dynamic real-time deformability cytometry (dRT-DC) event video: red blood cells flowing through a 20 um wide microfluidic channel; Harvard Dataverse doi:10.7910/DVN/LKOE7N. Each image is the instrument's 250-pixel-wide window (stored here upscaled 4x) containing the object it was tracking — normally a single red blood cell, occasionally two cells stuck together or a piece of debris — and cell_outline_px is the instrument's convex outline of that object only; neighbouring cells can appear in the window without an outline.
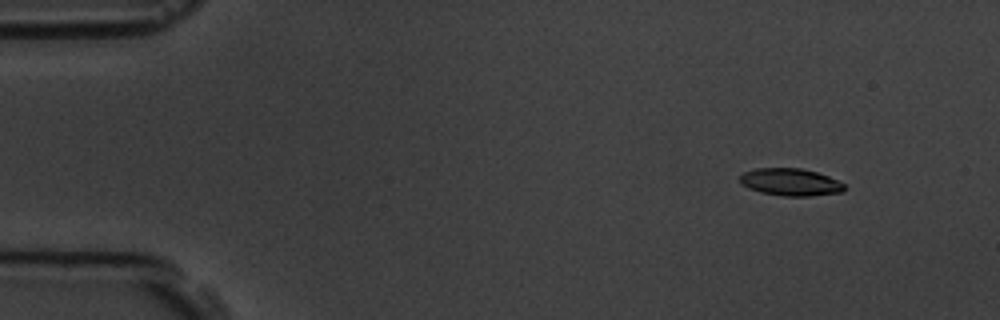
{"species": "common noctule bat (a hibernating species)", "species_latin": "Nyctalus noctula", "temperature_condition": "room temperature", "stored_images_in_passage": 4, "camera_frame_rate_fps": 3000, "um_per_image_px": 0.085, "animal": {"sex": "male", "body_mass_g": 19.5, "forearm_length_mm": 54.6}, "frame": {"image": 1, "passage_image": 2, "time_ms": 1.0, "image_size_px": [1000, 320], "cell_outline_px": [[848, 188], [844, 192], [808, 196], [784, 196], [760, 192], [748, 188], [740, 184], [740, 176], [744, 172], [756, 168], [800, 168], [816, 172], [828, 176], [844, 184]], "centroid_in_image_um": [67.2, 15.48], "position_along_channel_um": 17.8, "area_um2": 16.7}}
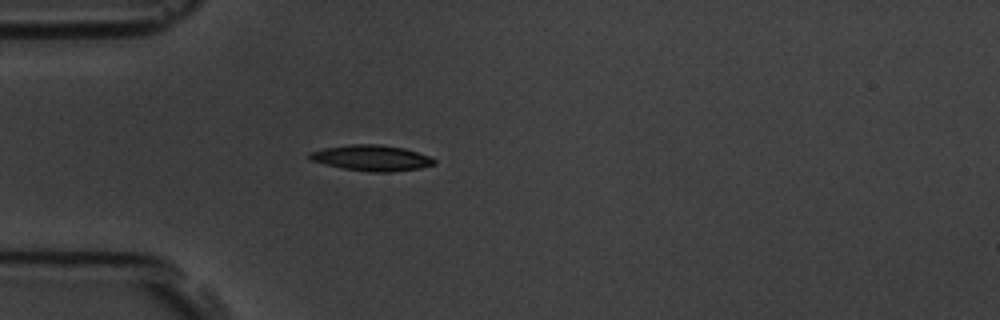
{"frame": {"image": 2, "passage_image": 4, "time_ms": 4.333, "image_size_px": [1000, 320], "cell_outline_px": [[436, 164], [420, 168], [392, 172], [372, 172], [344, 168], [324, 164], [312, 160], [308, 156], [308, 152], [324, 148], [352, 144], [380, 144], [404, 148], [428, 156], [436, 160]], "centroid_in_image_um": [31.59, 13.42], "position_along_channel_um": 53.4, "area_um2": 18.61}}